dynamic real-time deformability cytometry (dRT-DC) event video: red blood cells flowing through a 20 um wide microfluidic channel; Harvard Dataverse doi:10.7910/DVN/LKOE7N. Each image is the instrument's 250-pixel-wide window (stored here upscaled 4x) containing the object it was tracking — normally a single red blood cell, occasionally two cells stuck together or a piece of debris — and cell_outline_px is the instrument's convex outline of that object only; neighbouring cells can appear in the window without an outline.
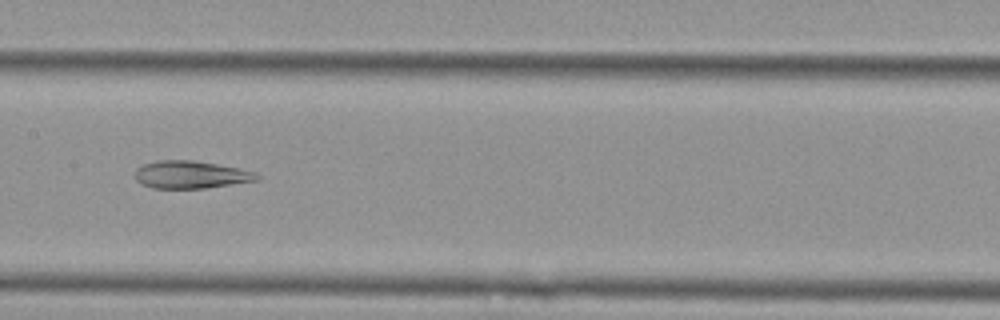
{"species": "Egyptian fruit bat (a non-hibernating species)", "species_latin": "Rousettus aegyptiacus", "temperature_condition": "cold", "stored_images_in_passage": 7, "camera_frame_rate_fps": 3000, "um_per_image_px": 0.085, "animal": {"sex": "female"}, "frame": {"image": 1, "passage_image": 5, "time_ms": 1.333, "image_size_px": [1000, 320], "cell_outline_px": [[260, 176], [256, 180], [204, 188], [152, 188], [136, 180], [132, 176], [136, 168], [144, 164], [156, 160], [196, 160], [256, 172]], "centroid_in_image_um": [16.14, 14.83], "position_along_channel_um": 191.3, "area_um2": 19.48}}
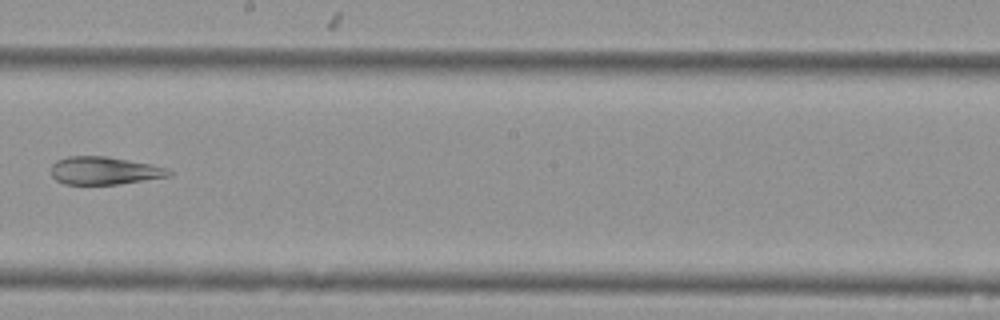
{"frame": {"image": 2, "passage_image": 6, "time_ms": 1.667, "image_size_px": [1000, 320], "cell_outline_px": [[172, 176], [120, 184], [64, 184], [56, 180], [52, 176], [52, 164], [56, 160], [68, 156], [108, 156], [152, 164], [168, 168], [172, 172]], "centroid_in_image_um": [8.9, 14.5], "position_along_channel_um": 239.3, "area_um2": 19.31}}
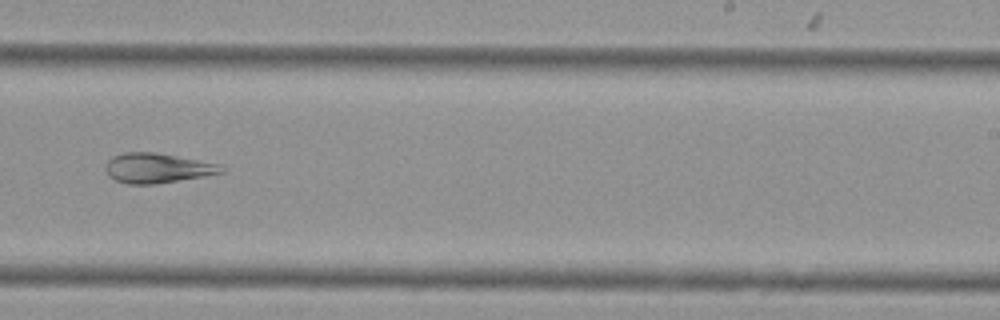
{"frame": {"image": 3, "passage_image": 7, "time_ms": 2.0, "image_size_px": [1000, 320], "cell_outline_px": [[224, 172], [204, 176], [156, 184], [128, 184], [116, 180], [108, 176], [104, 168], [104, 164], [112, 156], [124, 152], [156, 152], [220, 164], [224, 168]], "centroid_in_image_um": [13.33, 14.28], "position_along_channel_um": 275.7, "area_um2": 20.23}}